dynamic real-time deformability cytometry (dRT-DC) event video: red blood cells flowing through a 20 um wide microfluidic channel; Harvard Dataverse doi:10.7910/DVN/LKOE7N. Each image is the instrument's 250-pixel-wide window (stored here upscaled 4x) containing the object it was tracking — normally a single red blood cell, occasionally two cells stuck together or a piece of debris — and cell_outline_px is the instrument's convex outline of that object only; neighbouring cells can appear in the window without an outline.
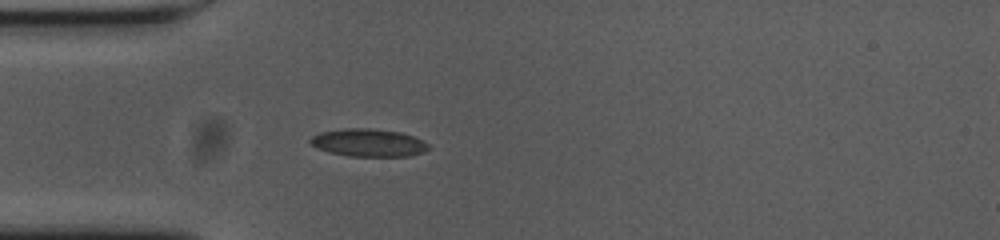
{"species": "common noctule bat (a hibernating species)", "species_latin": "Nyctalus noctula", "temperature_condition": "cold", "stored_images_in_passage": 40, "camera_frame_rate_fps": 3000, "um_per_image_px": 0.085, "animal": {"sex": "female", "body_mass_g": 23.0, "forearm_length_mm": 53.4}, "frame": {"image": 1, "passage_image": 1, "time_ms": 0.0, "image_size_px": [1000, 240], "cell_outline_px": [[432, 148], [424, 152], [408, 156], [348, 156], [328, 152], [312, 144], [308, 140], [312, 136], [320, 132], [344, 128], [364, 128], [400, 132], [412, 136], [428, 144]], "centroid_in_image_um": [31.32, 12.13], "position_along_channel_um": 53.7, "area_um2": 18.96}}
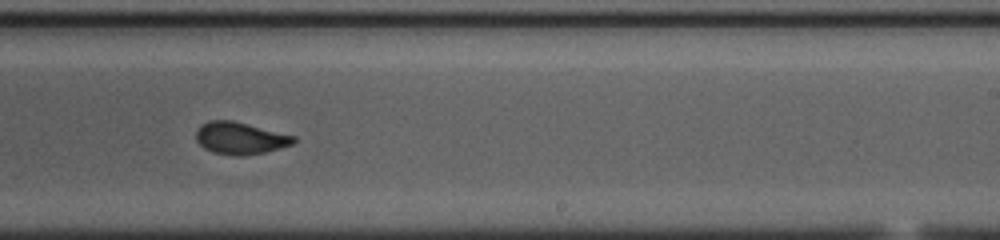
{"frame": {"image": 2, "passage_image": 19, "time_ms": 6.0, "image_size_px": [1000, 240], "cell_outline_px": [[296, 140], [292, 144], [280, 148], [264, 152], [244, 156], [236, 156], [212, 152], [204, 148], [196, 140], [196, 132], [200, 124], [208, 120], [232, 120], [296, 136]], "centroid_in_image_um": [20.39, 11.74], "position_along_channel_um": 268.6, "area_um2": 18.32}}
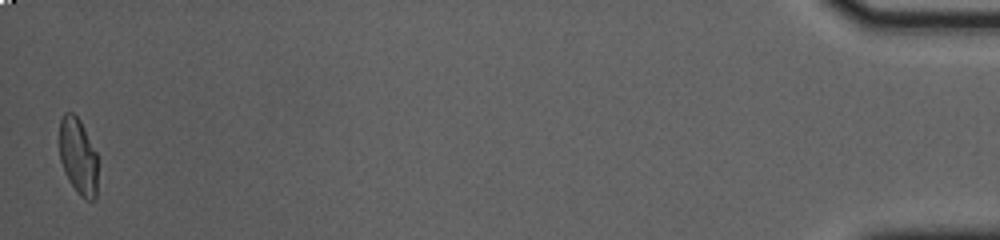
{"frame": {"image": 3, "passage_image": 40, "time_ms": 13.0, "image_size_px": [1000, 240], "cell_outline_px": [[96, 196], [92, 200], [88, 200], [80, 196], [76, 192], [68, 180], [64, 172], [60, 160], [60, 120], [64, 112], [72, 112], [80, 120], [96, 152]], "centroid_in_image_um": [6.62, 13.29], "position_along_channel_um": 428.6, "area_um2": 16.94}, "authors_computed_cell_mechanics": {"area_um2": 18.2648, "velocity_mm_per_s": 3.6825, "shape_relaxation_time_tau1_ms": null, "shape_relaxation_time_tau2_ms": 1.0274, "deformation_change_tau1": null, "deformation_change_tau2": 0.0711}}